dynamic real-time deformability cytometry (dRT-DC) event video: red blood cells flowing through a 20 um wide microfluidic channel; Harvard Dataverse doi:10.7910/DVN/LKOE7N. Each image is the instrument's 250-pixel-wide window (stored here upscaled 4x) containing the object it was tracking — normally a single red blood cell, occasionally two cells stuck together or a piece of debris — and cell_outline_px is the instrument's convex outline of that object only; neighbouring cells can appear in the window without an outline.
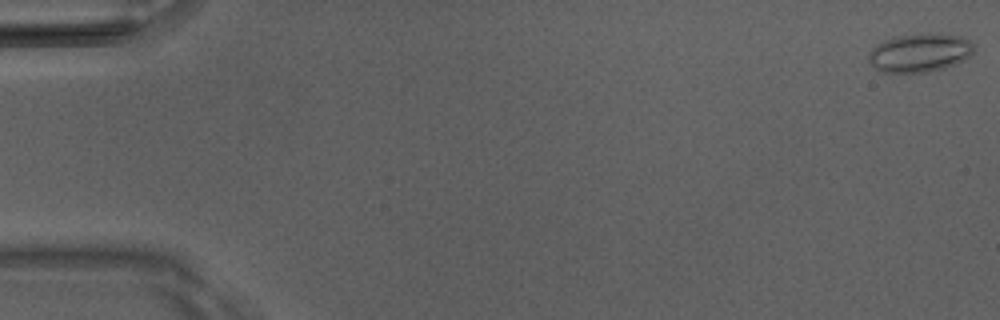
{"species": "Egyptian fruit bat (a non-hibernating species)", "species_latin": "Rousettus aegyptiacus", "temperature_condition": "room temperature", "stored_images_in_passage": 51, "camera_frame_rate_fps": 3000, "um_per_image_px": 0.085, "animal": {"sex": "male"}, "frame": {"image": 1, "passage_image": 1, "time_ms": 0.0, "image_size_px": [1000, 320], "cell_outline_px": [[972, 56], [956, 64], [944, 68], [928, 72], [880, 72], [868, 60], [868, 52], [872, 48], [884, 40], [892, 36], [928, 32], [932, 32], [964, 36], [972, 44]], "centroid_in_image_um": [78.18, 4.46], "position_along_channel_um": 6.8, "area_um2": 24.04}}
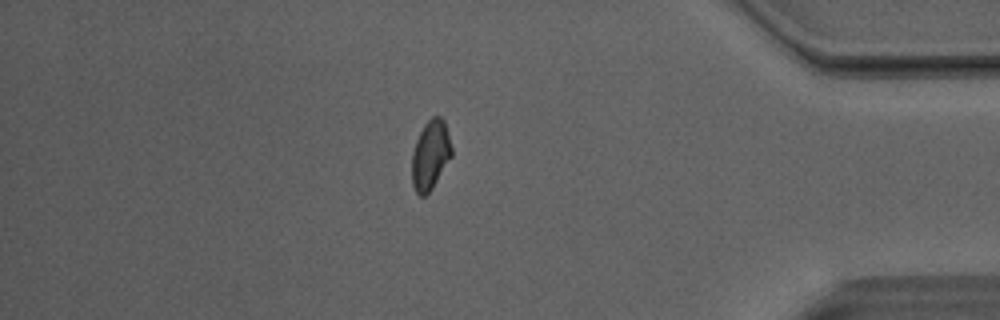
{"frame": {"image": 2, "passage_image": 44, "time_ms": 14.333, "image_size_px": [1000, 320], "cell_outline_px": [[452, 156], [432, 188], [424, 196], [420, 196], [416, 192], [412, 184], [412, 152], [416, 140], [424, 124], [432, 116], [440, 116], [444, 120], [452, 148]], "centroid_in_image_um": [36.58, 13.16], "position_along_channel_um": 398.6, "area_um2": 16.01}}
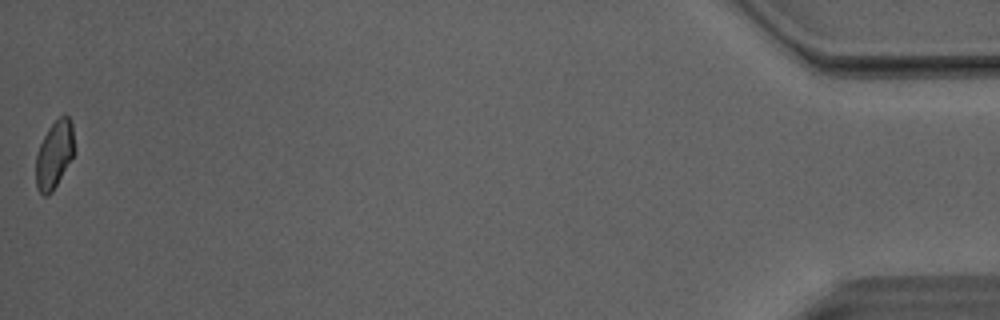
{"frame": {"image": 3, "passage_image": 51, "time_ms": 16.667, "image_size_px": [1000, 320], "cell_outline_px": [[76, 152], [52, 192], [48, 196], [44, 196], [36, 188], [36, 156], [40, 144], [48, 128], [64, 112], [68, 116], [72, 124]], "centroid_in_image_um": [4.64, 13.13], "position_along_channel_um": 430.6, "area_um2": 15.37}, "authors_computed_cell_mechanics": {"area_um2": 16.4152, "velocity_mm_per_s": 4.0982, "shape_relaxation_time_tau1_ms": 6.2658, "shape_relaxation_time_tau2_ms": 2.4315, "deformation_change_tau1": 0.1295, "deformation_change_tau2": 0.071}}